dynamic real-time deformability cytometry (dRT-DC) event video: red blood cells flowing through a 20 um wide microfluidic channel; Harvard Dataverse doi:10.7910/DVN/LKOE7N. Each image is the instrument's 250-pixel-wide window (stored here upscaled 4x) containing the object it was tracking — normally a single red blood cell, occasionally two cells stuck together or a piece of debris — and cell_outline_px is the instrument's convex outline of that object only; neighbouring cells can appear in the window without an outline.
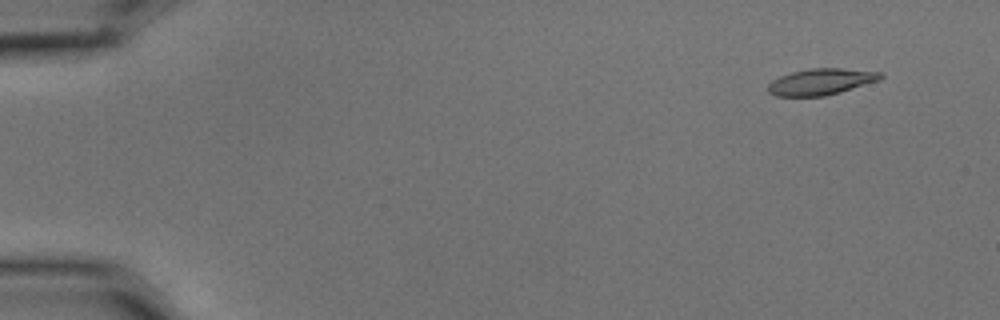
{"species": "common noctule bat (a hibernating species)", "species_latin": "Nyctalus noctula", "temperature_condition": "cold", "stored_images_in_passage": 6, "camera_frame_rate_fps": 3000, "um_per_image_px": 0.085, "animal": {"sex": "male", "body_mass_g": 15.6}, "frame": {"image": 1, "passage_image": 2, "time_ms": 0.333, "image_size_px": [1000, 320], "cell_outline_px": [[884, 76], [880, 80], [840, 92], [824, 96], [776, 96], [768, 92], [768, 84], [772, 80], [780, 76], [792, 72], [808, 68], [840, 68], [880, 72]], "centroid_in_image_um": [69.77, 6.94], "position_along_channel_um": 15.2, "area_um2": 17.22}}
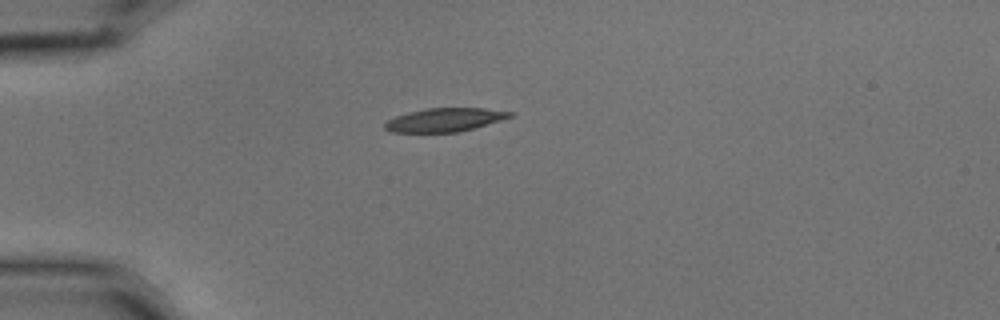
{"frame": {"image": 2, "passage_image": 5, "time_ms": 1.333, "image_size_px": [1000, 320], "cell_outline_px": [[512, 116], [500, 120], [472, 128], [456, 132], [392, 132], [384, 128], [384, 124], [388, 120], [396, 116], [408, 112], [428, 108], [484, 108], [512, 112]], "centroid_in_image_um": [37.76, 10.18], "position_along_channel_um": 47.2, "area_um2": 16.82}}